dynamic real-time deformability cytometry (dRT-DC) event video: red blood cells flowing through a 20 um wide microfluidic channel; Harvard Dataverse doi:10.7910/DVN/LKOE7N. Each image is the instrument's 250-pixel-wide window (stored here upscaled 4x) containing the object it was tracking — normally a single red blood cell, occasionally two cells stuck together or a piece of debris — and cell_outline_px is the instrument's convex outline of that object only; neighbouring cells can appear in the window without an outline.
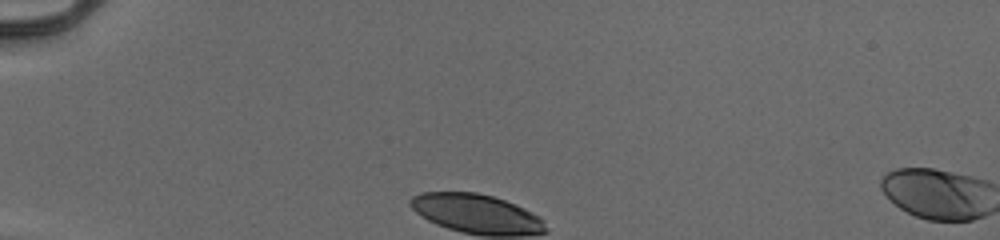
{"species": "human", "species_latin": "Homo sapiens", "temperature_condition": "cold", "stored_images_in_passage": 5, "camera_frame_rate_fps": 3000, "um_per_image_px": 0.085, "donor": {"sex": "male"}, "frame": {"image": 1, "passage_image": 1, "time_ms": 0.0, "image_size_px": [1000, 240], "cell_outline_px": [[976, 216], [968, 220], [932, 220], [920, 216], [896, 204], [888, 196], [884, 188], [884, 180], [892, 172], [904, 168], [928, 168], [944, 172], [952, 176]], "centroid_in_image_um": [78.9, 16.5], "position_along_channel_um": 6.1, "area_um2": 24.51}}